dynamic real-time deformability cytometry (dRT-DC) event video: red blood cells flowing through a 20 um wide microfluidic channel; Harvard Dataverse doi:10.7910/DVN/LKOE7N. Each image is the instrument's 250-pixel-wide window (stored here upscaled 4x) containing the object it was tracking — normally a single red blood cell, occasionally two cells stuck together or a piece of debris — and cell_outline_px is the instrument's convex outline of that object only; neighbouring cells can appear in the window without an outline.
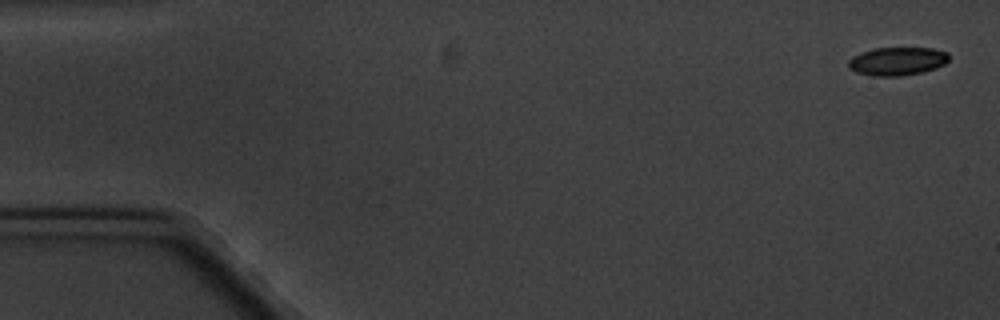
{"species": "common noctule bat (a hibernating species)", "species_latin": "Nyctalus noctula", "temperature_condition": "cold", "stored_images_in_passage": 10, "camera_frame_rate_fps": 3000, "um_per_image_px": 0.085, "animal": {"sex": "male", "body_mass_g": 20.1, "forearm_length_mm": 53.5}, "frame": {"image": 1, "passage_image": 1, "time_ms": 0.0, "image_size_px": [1000, 320], "cell_outline_px": [[948, 60], [944, 64], [936, 68], [924, 72], [900, 76], [872, 76], [856, 72], [848, 68], [848, 60], [852, 56], [860, 52], [872, 48], [932, 48], [948, 52]], "centroid_in_image_um": [76.24, 5.2], "position_along_channel_um": 8.8, "area_um2": 16.76}}
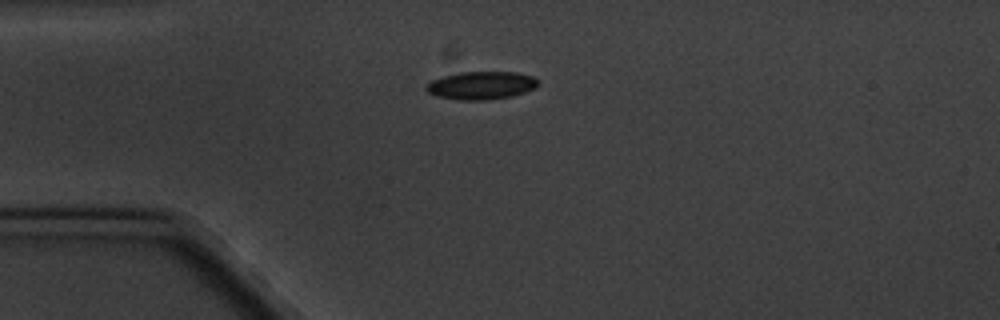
{"frame": {"image": 2, "passage_image": 4, "time_ms": 4.333, "image_size_px": [1000, 320], "cell_outline_px": [[540, 84], [536, 88], [512, 96], [488, 100], [456, 100], [436, 96], [428, 92], [424, 88], [432, 80], [444, 76], [460, 72], [516, 72], [532, 76], [540, 80]], "centroid_in_image_um": [40.94, 7.26], "position_along_channel_um": 44.1, "area_um2": 18.38}}
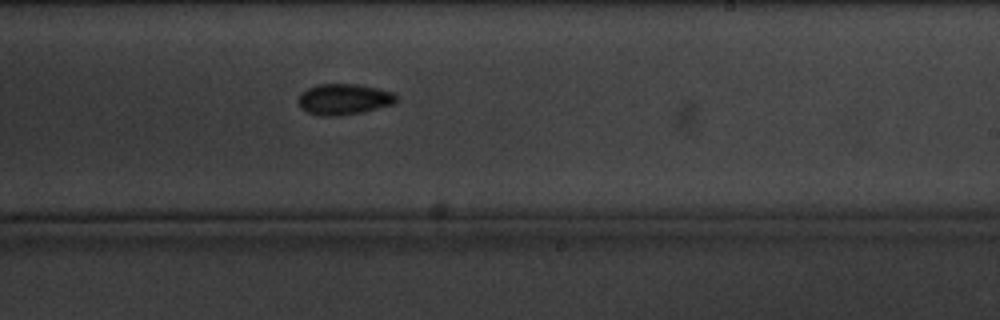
{"frame": {"image": 3, "passage_image": 10, "time_ms": 11.333, "image_size_px": [1000, 320], "cell_outline_px": [[396, 100], [392, 104], [364, 112], [336, 116], [320, 116], [308, 112], [300, 108], [296, 100], [300, 92], [316, 84], [352, 84], [376, 88], [392, 92], [396, 96]], "centroid_in_image_um": [29.15, 8.44], "position_along_channel_um": 259.9, "area_um2": 17.69}}